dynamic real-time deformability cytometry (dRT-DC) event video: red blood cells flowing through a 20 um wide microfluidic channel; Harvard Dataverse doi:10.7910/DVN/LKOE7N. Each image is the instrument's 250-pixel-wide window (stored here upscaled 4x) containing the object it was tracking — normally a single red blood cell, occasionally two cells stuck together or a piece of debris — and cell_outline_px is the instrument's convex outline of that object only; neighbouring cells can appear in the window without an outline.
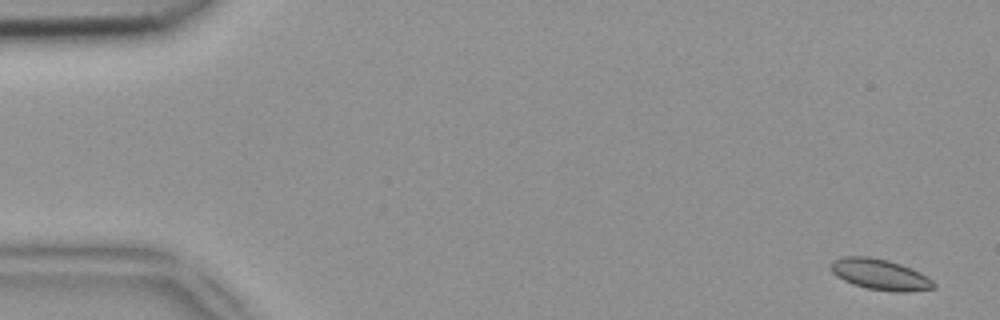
{"species": "common noctule bat (a hibernating species)", "species_latin": "Nyctalus noctula", "temperature_condition": "room temperature", "stored_images_in_passage": 50, "camera_frame_rate_fps": 3000, "um_per_image_px": 0.085, "animal": {"sex": "female", "body_mass_g": 18.4}, "frame": {"image": 1, "passage_image": 2, "time_ms": 0.333, "image_size_px": [1000, 320], "cell_outline_px": [[936, 288], [908, 292], [892, 292], [868, 288], [852, 284], [836, 276], [832, 272], [832, 264], [836, 260], [844, 256], [868, 256], [888, 260], [900, 264], [932, 280], [936, 284]], "centroid_in_image_um": [74.81, 23.34], "position_along_channel_um": 10.2, "area_um2": 18.15}}
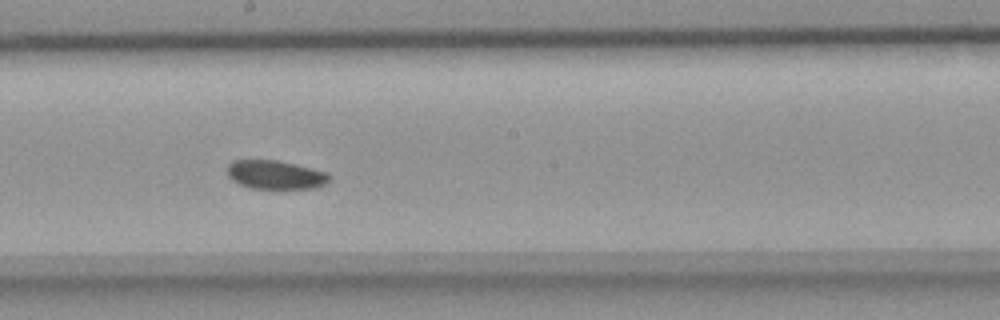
{"frame": {"image": 2, "passage_image": 28, "time_ms": 9.0, "image_size_px": [1000, 320], "cell_outline_px": [[332, 176], [324, 184], [316, 188], [248, 188], [232, 180], [228, 176], [228, 164], [232, 160], [276, 160], [296, 164], [328, 172]], "centroid_in_image_um": [23.42, 14.85], "position_along_channel_um": 224.8, "area_um2": 17.11}}
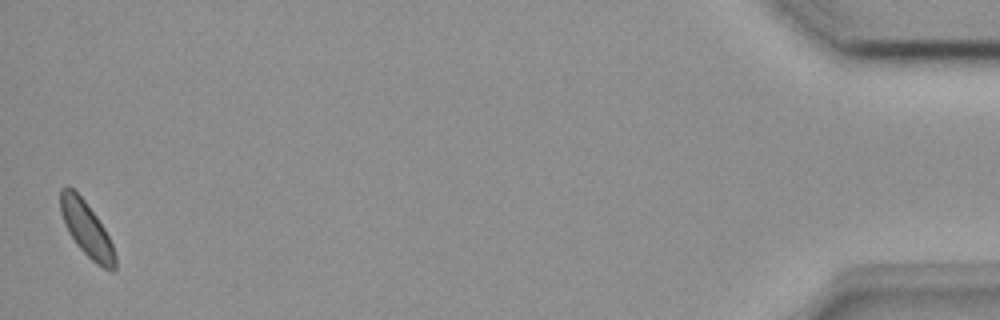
{"frame": {"image": 3, "passage_image": 50, "time_ms": 16.333, "image_size_px": [1000, 320], "cell_outline_px": [[116, 268], [112, 272], [96, 264], [76, 244], [64, 224], [60, 212], [60, 188], [68, 184], [84, 200], [96, 216], [104, 228], [112, 244], [116, 256]], "centroid_in_image_um": [7.35, 19.47], "position_along_channel_um": 427.9, "area_um2": 17.4}}